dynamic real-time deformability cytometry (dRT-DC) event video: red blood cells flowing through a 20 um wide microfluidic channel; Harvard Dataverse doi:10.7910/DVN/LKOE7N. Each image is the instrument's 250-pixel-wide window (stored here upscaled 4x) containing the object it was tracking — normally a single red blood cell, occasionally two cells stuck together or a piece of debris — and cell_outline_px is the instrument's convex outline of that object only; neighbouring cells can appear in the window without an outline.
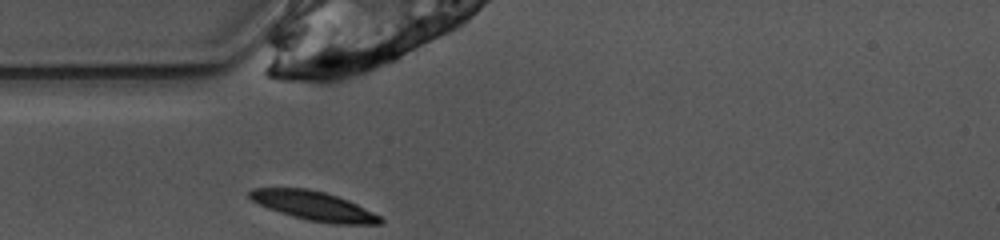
{"species": "common noctule bat (a hibernating species)", "species_latin": "Nyctalus noctula", "temperature_condition": "warm", "stored_images_in_passage": 25, "camera_frame_rate_fps": 3000, "um_per_image_px": 0.085, "animal": {"sex": "female", "body_mass_g": 10.0, "forearm_length_mm": 53.1}, "frame": {"image": 1, "passage_image": 1, "time_ms": 0.0, "image_size_px": [1000, 240], "cell_outline_px": [[384, 224], [332, 224], [308, 220], [280, 212], [268, 208], [252, 200], [248, 196], [248, 192], [252, 188], [308, 188], [324, 192], [348, 200], [380, 216], [384, 220]], "centroid_in_image_um": [26.68, 17.5], "position_along_channel_um": 58.3, "area_um2": 21.96}}
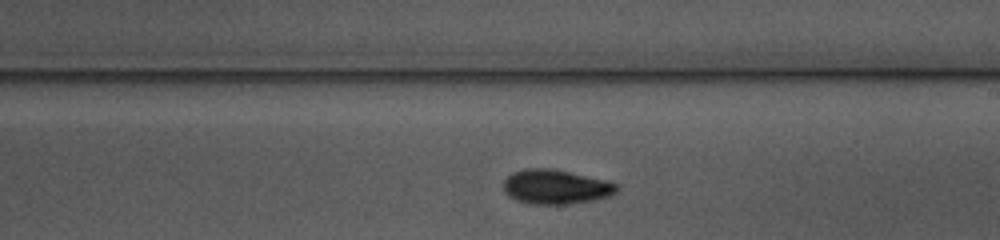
{"frame": {"image": 2, "passage_image": 15, "time_ms": 4.667, "image_size_px": [1000, 240], "cell_outline_px": [[620, 188], [616, 192], [608, 196], [596, 200], [568, 204], [532, 204], [516, 200], [508, 196], [504, 192], [504, 180], [512, 172], [528, 168], [552, 168], [604, 180], [616, 184]], "centroid_in_image_um": [47.22, 15.89], "position_along_channel_um": 241.8, "area_um2": 22.72}}
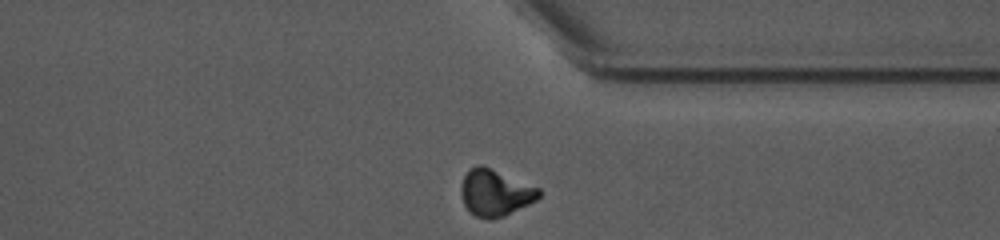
{"frame": {"image": 3, "passage_image": 25, "time_ms": 8.0, "image_size_px": [1000, 240], "cell_outline_px": [[540, 196], [536, 200], [504, 216], [492, 220], [488, 220], [476, 216], [468, 212], [464, 204], [460, 192], [460, 188], [464, 176], [468, 168], [476, 164], [480, 164], [540, 188]], "centroid_in_image_um": [42.05, 16.39], "position_along_channel_um": 369.4, "area_um2": 21.21}, "authors_computed_cell_mechanics": {"area_um2": 21.7328, "velocity_mm_per_s": 3.9117, "shape_relaxation_time_tau1_ms": 3.7396, "shape_relaxation_time_tau2_ms": null, "deformation_change_tau1": 0.1504, "deformation_change_tau2": null}}